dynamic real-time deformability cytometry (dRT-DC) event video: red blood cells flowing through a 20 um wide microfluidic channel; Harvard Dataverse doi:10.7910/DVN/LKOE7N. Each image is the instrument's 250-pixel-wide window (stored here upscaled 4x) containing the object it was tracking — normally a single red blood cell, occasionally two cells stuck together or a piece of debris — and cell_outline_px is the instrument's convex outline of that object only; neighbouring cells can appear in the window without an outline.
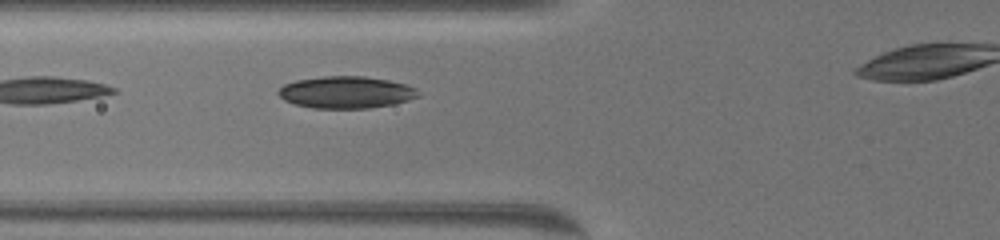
{"species": "common noctule bat (a hibernating species)", "species_latin": "Nyctalus noctula", "temperature_condition": "warm", "stored_images_in_passage": 11, "camera_frame_rate_fps": 3000, "um_per_image_px": 0.085, "animal": {"sex": "female", "body_mass_g": 19.5, "forearm_length_mm": 54.1}, "frame": {"image": 1, "passage_image": 4, "time_ms": 1.0, "image_size_px": [1000, 240], "cell_outline_px": [[420, 96], [408, 100], [392, 104], [368, 108], [312, 108], [296, 104], [284, 100], [276, 92], [284, 84], [296, 80], [324, 76], [364, 76], [388, 80], [408, 84], [416, 88], [420, 92]], "centroid_in_image_um": [29.44, 7.84], "position_along_channel_um": 96.4, "area_um2": 26.13}}
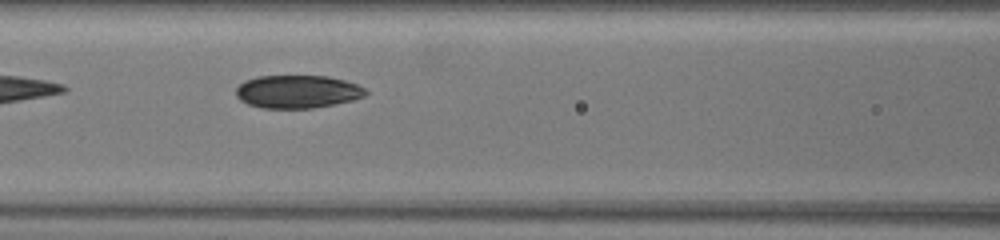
{"frame": {"image": 2, "passage_image": 8, "time_ms": 2.333, "image_size_px": [1000, 240], "cell_outline_px": [[368, 92], [364, 96], [352, 100], [312, 108], [260, 108], [248, 104], [240, 100], [236, 96], [236, 88], [244, 80], [256, 76], [328, 76], [344, 80], [356, 84], [364, 88]], "centroid_in_image_um": [25.24, 7.78], "position_along_channel_um": 141.4, "area_um2": 24.91}}